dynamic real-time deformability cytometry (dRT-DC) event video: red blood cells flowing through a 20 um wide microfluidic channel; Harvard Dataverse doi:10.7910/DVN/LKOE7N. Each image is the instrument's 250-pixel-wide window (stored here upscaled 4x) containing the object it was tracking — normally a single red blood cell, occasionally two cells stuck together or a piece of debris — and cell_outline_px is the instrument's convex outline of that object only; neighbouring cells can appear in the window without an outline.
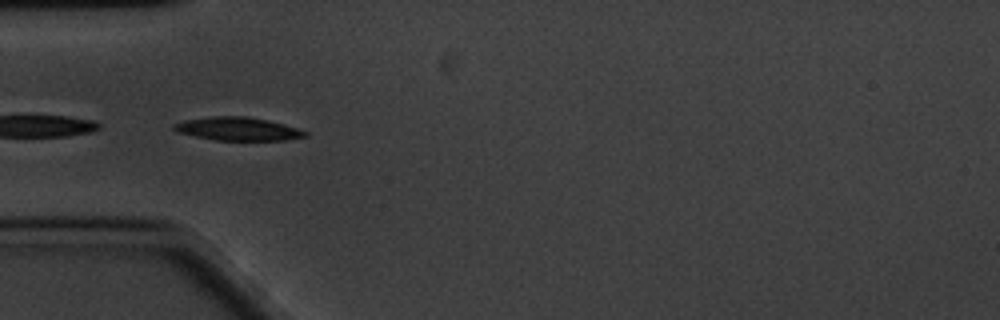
{"species": "common noctule bat (a hibernating species)", "species_latin": "Nyctalus noctula", "temperature_condition": "cold", "stored_images_in_passage": 9, "camera_frame_rate_fps": 3000, "um_per_image_px": 0.085, "animal": {"sex": "male", "body_mass_g": 20.1, "forearm_length_mm": 53.5}, "frame": {"image": 1, "passage_image": 4, "time_ms": 1.0, "image_size_px": [1000, 320], "cell_outline_px": [[308, 136], [284, 140], [216, 140], [196, 136], [180, 132], [172, 128], [172, 124], [184, 120], [212, 116], [248, 116], [268, 120], [296, 128], [308, 132]], "centroid_in_image_um": [20.22, 10.95], "position_along_channel_um": 64.8, "area_um2": 17.63}}